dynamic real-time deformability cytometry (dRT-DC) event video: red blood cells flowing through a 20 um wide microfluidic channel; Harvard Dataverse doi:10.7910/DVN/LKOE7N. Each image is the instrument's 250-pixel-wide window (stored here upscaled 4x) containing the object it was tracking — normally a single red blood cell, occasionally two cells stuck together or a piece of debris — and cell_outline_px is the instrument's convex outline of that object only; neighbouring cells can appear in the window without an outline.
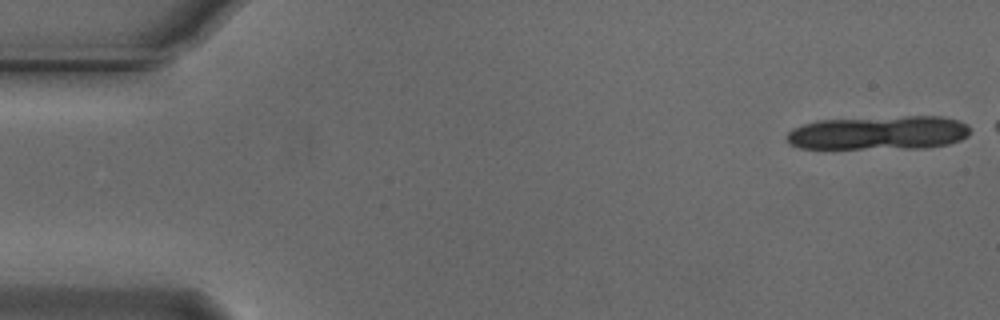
{"species": "Egyptian fruit bat (a non-hibernating species)", "species_latin": "Rousettus aegyptiacus", "temperature_condition": "cold", "stored_images_in_passage": 18, "camera_frame_rate_fps": 3000, "um_per_image_px": 0.085, "animal": {"sex": "male"}, "frame": {"image": 1, "passage_image": 1, "time_ms": 0.0, "image_size_px": [1000, 320], "cell_outline_px": [[968, 136], [960, 140], [948, 144], [924, 148], [800, 148], [788, 144], [784, 136], [792, 128], [816, 120], [908, 116], [940, 116], [956, 120], [968, 124]], "centroid_in_image_um": [74.65, 11.29], "position_along_channel_um": 10.3, "area_um2": 36.3}}